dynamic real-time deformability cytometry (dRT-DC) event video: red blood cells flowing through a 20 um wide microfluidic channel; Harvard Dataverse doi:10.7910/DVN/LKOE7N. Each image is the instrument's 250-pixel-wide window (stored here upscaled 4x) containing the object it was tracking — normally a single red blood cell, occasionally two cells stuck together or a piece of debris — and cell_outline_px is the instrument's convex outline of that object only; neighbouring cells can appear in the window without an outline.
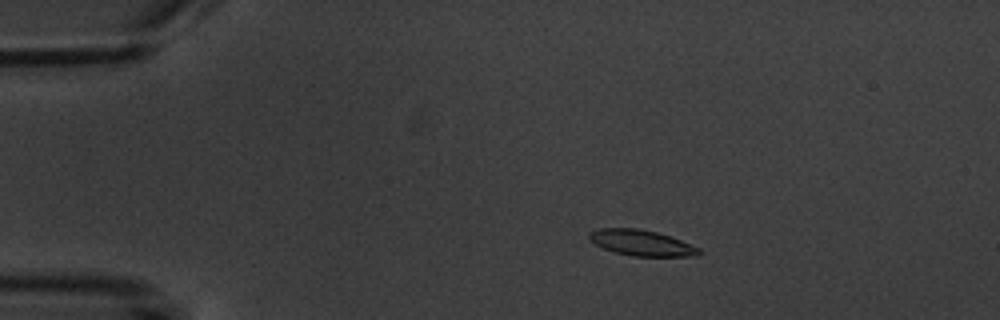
{"species": "common noctule bat (a hibernating species)", "species_latin": "Nyctalus noctula", "temperature_condition": "warm", "stored_images_in_passage": 5, "camera_frame_rate_fps": 3000, "um_per_image_px": 0.085, "animal": {"sex": "male", "body_mass_g": 20.1, "forearm_length_mm": 53.5}, "frame": {"image": 1, "passage_image": 4, "time_ms": 3.333, "image_size_px": [1000, 320], "cell_outline_px": [[704, 252], [696, 256], [632, 256], [616, 252], [604, 248], [588, 240], [588, 232], [600, 228], [636, 228], [656, 232], [680, 240], [700, 248]], "centroid_in_image_um": [54.52, 20.64], "position_along_channel_um": 30.5, "area_um2": 16.42}}